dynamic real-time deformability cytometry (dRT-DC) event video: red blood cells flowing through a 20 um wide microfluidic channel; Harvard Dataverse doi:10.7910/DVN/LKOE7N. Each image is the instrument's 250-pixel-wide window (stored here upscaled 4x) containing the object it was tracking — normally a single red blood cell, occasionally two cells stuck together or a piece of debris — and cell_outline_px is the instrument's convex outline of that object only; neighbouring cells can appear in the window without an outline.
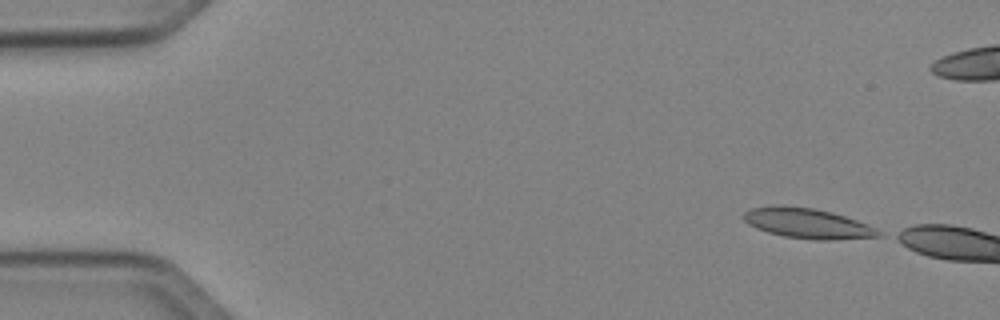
{"species": "Egyptian fruit bat (a non-hibernating species)", "species_latin": "Rousettus aegyptiacus", "temperature_condition": "cold", "stored_images_in_passage": 41, "camera_frame_rate_fps": 3000, "um_per_image_px": 0.085, "animal": {"sex": "female"}, "frame": {"image": 1, "passage_image": 1, "time_ms": 0.0, "image_size_px": [1000, 320], "cell_outline_px": [[884, 236], [832, 240], [816, 240], [784, 236], [768, 232], [756, 228], [748, 224], [744, 220], [744, 212], [752, 208], [780, 204], [812, 208], [832, 212], [856, 220], [876, 228], [884, 232]], "centroid_in_image_um": [68.66, 18.98], "position_along_channel_um": 16.3, "area_um2": 23.76}}
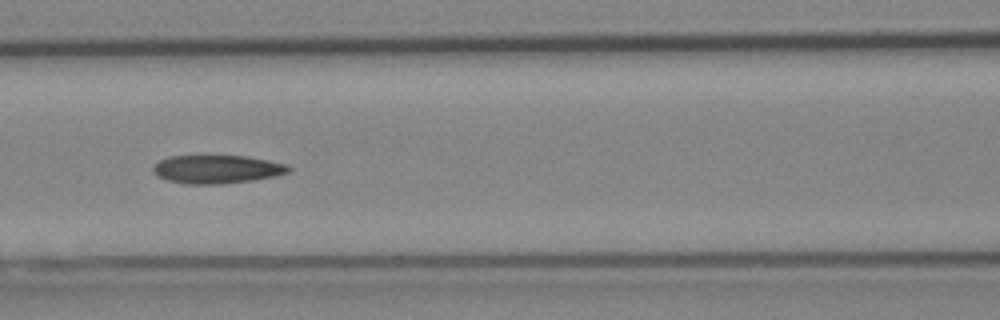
{"frame": {"image": 2, "passage_image": 19, "time_ms": 6.0, "image_size_px": [1000, 320], "cell_outline_px": [[292, 168], [288, 172], [276, 176], [252, 180], [224, 184], [188, 184], [168, 180], [156, 176], [152, 172], [152, 168], [160, 160], [168, 156], [248, 156], [288, 164]], "centroid_in_image_um": [18.45, 14.38], "position_along_channel_um": 148.2, "area_um2": 22.48}}
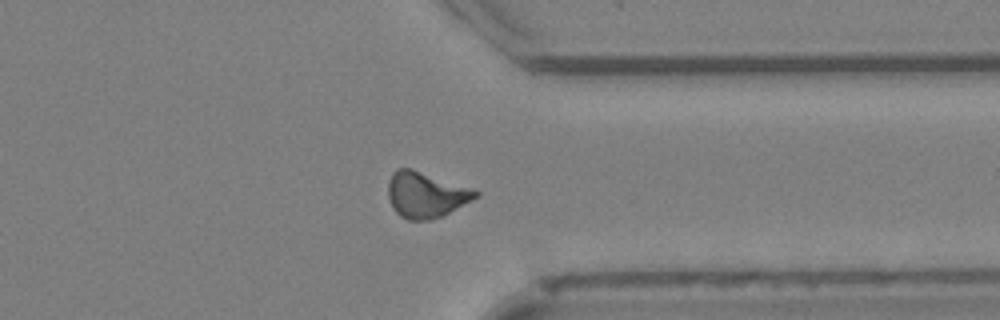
{"frame": {"image": 3, "passage_image": 36, "time_ms": 11.667, "image_size_px": [1000, 320], "cell_outline_px": [[480, 192], [472, 200], [444, 216], [432, 220], [408, 220], [400, 216], [396, 212], [388, 196], [388, 180], [392, 172], [396, 168], [408, 168], [472, 188]], "centroid_in_image_um": [36.18, 16.57], "position_along_channel_um": 375.2, "area_um2": 23.18}}